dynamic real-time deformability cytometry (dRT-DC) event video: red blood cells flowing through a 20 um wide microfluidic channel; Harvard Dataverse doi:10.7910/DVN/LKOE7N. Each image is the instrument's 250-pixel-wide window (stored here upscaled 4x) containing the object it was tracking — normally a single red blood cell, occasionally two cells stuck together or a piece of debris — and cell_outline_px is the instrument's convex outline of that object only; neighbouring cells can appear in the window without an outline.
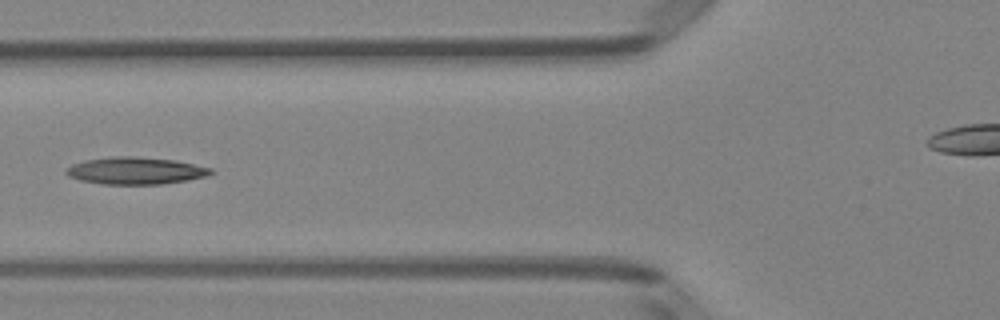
{"species": "Egyptian fruit bat (a non-hibernating species)", "species_latin": "Rousettus aegyptiacus", "temperature_condition": "room temperature", "stored_images_in_passage": 8, "camera_frame_rate_fps": 3000, "um_per_image_px": 0.085, "animal": {"sex": "female"}, "frame": {"image": 1, "passage_image": 6, "time_ms": 1.667, "image_size_px": [1000, 320], "cell_outline_px": [[212, 172], [204, 176], [188, 180], [160, 184], [104, 184], [80, 180], [68, 176], [64, 172], [72, 164], [84, 160], [116, 156], [136, 156], [176, 160], [212, 168]], "centroid_in_image_um": [11.5, 14.5], "position_along_channel_um": 114.3, "area_um2": 22.77}}
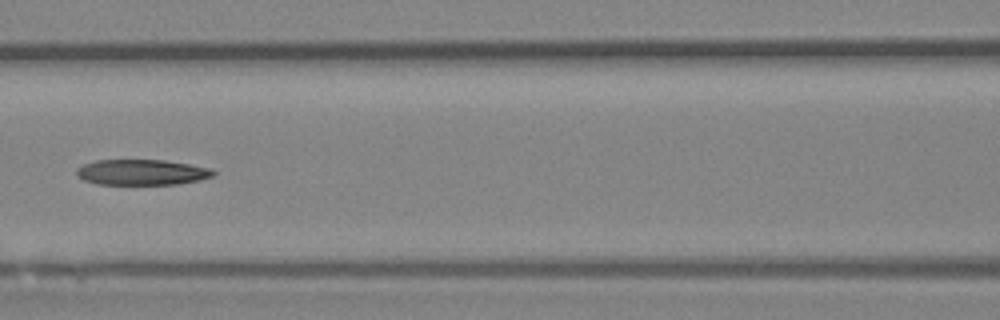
{"frame": {"image": 2, "passage_image": 7, "time_ms": 2.0, "image_size_px": [1000, 320], "cell_outline_px": [[216, 172], [212, 176], [200, 180], [176, 184], [96, 184], [84, 180], [76, 176], [76, 168], [84, 164], [96, 160], [164, 160], [212, 168]], "centroid_in_image_um": [12.03, 14.64], "position_along_channel_um": 154.6, "area_um2": 20.4}}
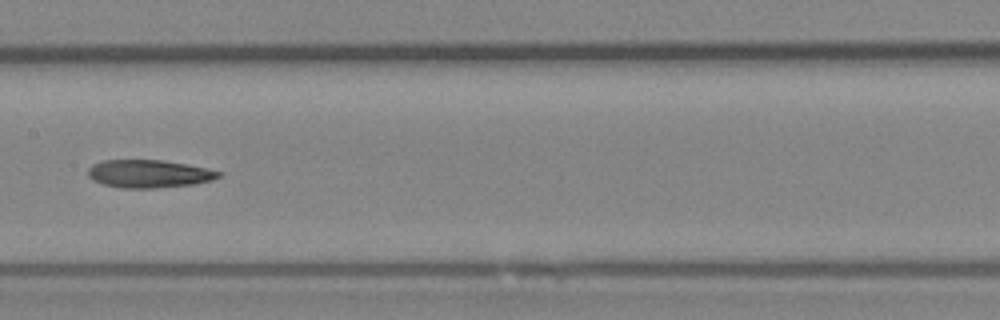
{"frame": {"image": 3, "passage_image": 8, "time_ms": 2.333, "image_size_px": [1000, 320], "cell_outline_px": [[224, 172], [220, 176], [212, 180], [192, 184], [156, 188], [120, 188], [104, 184], [92, 180], [88, 176], [88, 168], [92, 164], [104, 160], [164, 160], [188, 164]], "centroid_in_image_um": [12.66, 14.76], "position_along_channel_um": 194.7, "area_um2": 21.33}}